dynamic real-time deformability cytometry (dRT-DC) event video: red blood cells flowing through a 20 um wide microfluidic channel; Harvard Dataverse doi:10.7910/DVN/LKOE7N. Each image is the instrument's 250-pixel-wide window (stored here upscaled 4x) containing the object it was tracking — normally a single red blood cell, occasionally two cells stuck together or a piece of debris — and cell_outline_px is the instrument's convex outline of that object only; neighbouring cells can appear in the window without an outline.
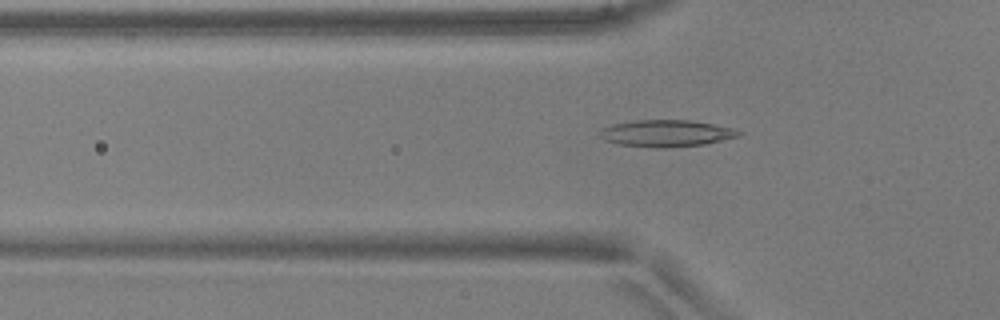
{"species": "common noctule bat (a hibernating species)", "species_latin": "Nyctalus noctula", "temperature_condition": "warm", "stored_images_in_passage": 43, "camera_frame_rate_fps": 3000, "um_per_image_px": 0.085, "animal": {"sex": "male", "body_mass_g": 17.9, "forearm_length_mm": 54.2}, "frame": {"image": 1, "passage_image": 9, "time_ms": 2.667, "image_size_px": [1000, 320], "cell_outline_px": [[744, 132], [740, 136], [704, 144], [664, 148], [620, 144], [604, 140], [600, 136], [600, 132], [604, 128], [612, 124], [636, 120], [688, 120], [736, 128]], "centroid_in_image_um": [56.69, 11.32], "position_along_channel_um": 69.1, "area_um2": 21.5}}
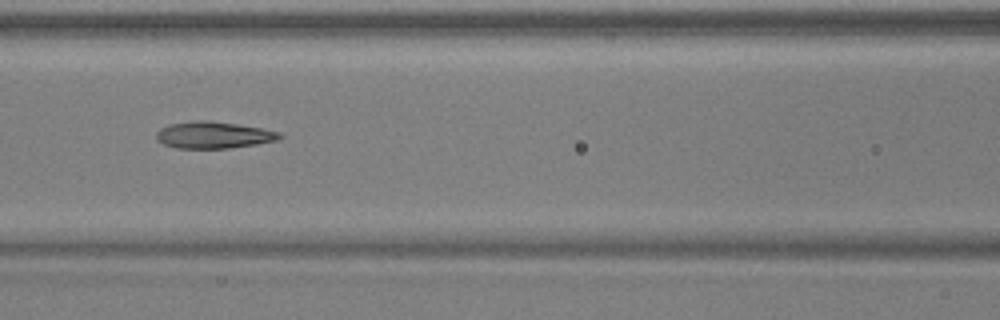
{"frame": {"image": 2, "passage_image": 15, "time_ms": 4.667, "image_size_px": [1000, 320], "cell_outline_px": [[284, 136], [280, 140], [256, 144], [228, 148], [176, 148], [164, 144], [156, 140], [156, 132], [160, 128], [168, 124], [196, 120], [208, 120], [236, 124], [260, 128], [280, 132]], "centroid_in_image_um": [18.14, 11.47], "position_along_channel_um": 148.5, "area_um2": 19.31}}
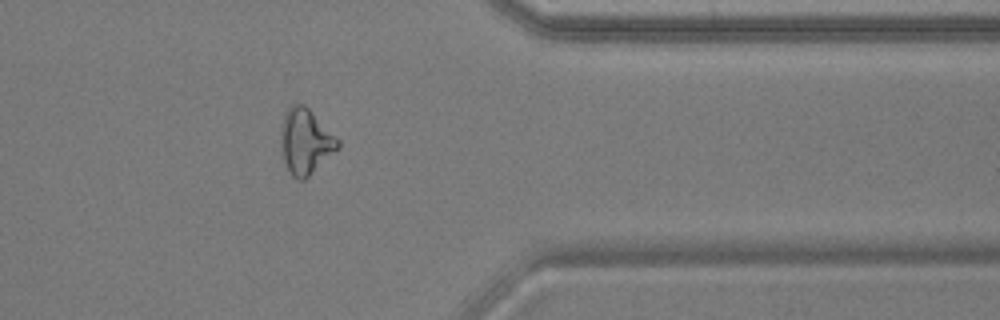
{"frame": {"image": 3, "passage_image": 34, "time_ms": 11.0, "image_size_px": [1000, 320], "cell_outline_px": [[340, 148], [304, 180], [296, 180], [288, 172], [284, 160], [280, 144], [280, 132], [284, 112], [292, 104], [304, 104], [340, 140]], "centroid_in_image_um": [25.95, 12.04], "position_along_channel_um": 385.4, "area_um2": 21.91}, "authors_computed_cell_mechanics": {"area_um2": 19.8832, "velocity_mm_per_s": 3.9288, "shape_relaxation_time_tau1_ms": null, "shape_relaxation_time_tau2_ms": 4.1013, "deformation_change_tau1": null, "deformation_change_tau2": 0.1435}}